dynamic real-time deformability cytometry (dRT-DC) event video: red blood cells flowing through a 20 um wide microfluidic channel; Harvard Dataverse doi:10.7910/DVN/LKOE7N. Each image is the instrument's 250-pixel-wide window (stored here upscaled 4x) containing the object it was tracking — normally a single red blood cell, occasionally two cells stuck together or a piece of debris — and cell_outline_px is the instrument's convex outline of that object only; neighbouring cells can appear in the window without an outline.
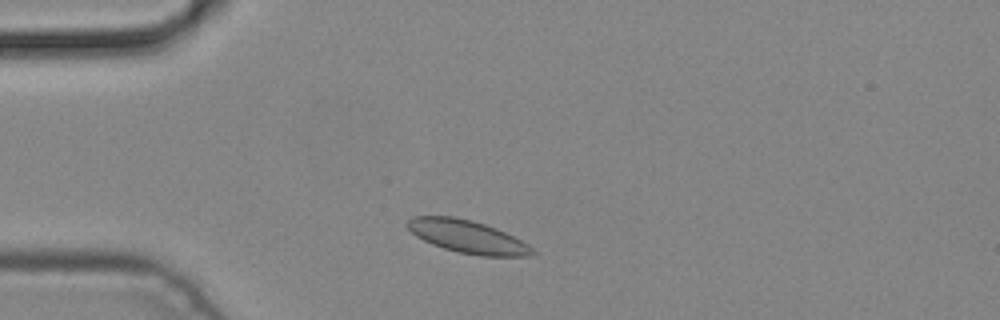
{"species": "common noctule bat (a hibernating species)", "species_latin": "Nyctalus noctula", "temperature_condition": "cold", "stored_images_in_passage": 3, "camera_frame_rate_fps": 3000, "um_per_image_px": 0.085, "animal": {"sex": "male", "body_mass_g": 19.2, "forearm_length_mm": 51.8}, "frame": {"image": 1, "passage_image": 2, "time_ms": 0.333, "image_size_px": [1000, 320], "cell_outline_px": [[536, 252], [528, 256], [480, 256], [460, 252], [444, 248], [432, 244], [416, 236], [404, 224], [412, 216], [452, 216], [472, 220], [496, 228], [528, 244]], "centroid_in_image_um": [39.71, 20.11], "position_along_channel_um": 45.3, "area_um2": 23.7}}